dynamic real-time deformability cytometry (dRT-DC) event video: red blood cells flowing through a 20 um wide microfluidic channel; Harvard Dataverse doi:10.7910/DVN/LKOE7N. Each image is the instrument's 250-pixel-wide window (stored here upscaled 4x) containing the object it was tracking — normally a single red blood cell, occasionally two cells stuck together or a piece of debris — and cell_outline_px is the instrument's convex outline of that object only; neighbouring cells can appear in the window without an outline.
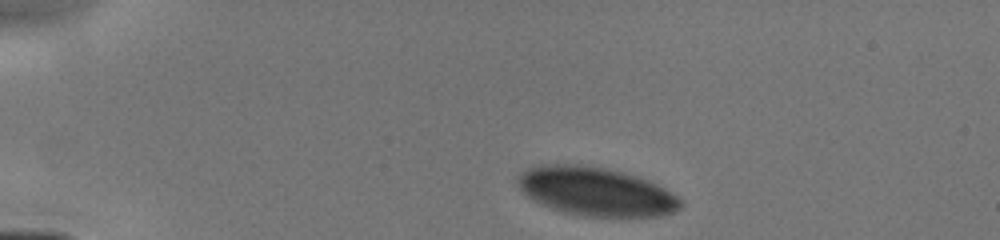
{"species": "human", "species_latin": "Homo sapiens", "temperature_condition": "cold", "stored_images_in_passage": 25, "camera_frame_rate_fps": 3000, "um_per_image_px": 0.085, "donor": {"sex": "male"}, "frame": {"image": 1, "passage_image": 1, "time_ms": 0.0, "image_size_px": [1000, 240], "cell_outline_px": [[684, 204], [680, 208], [672, 212], [660, 216], [584, 216], [564, 212], [552, 208], [532, 200], [516, 184], [516, 176], [520, 172], [528, 168], [540, 164], [576, 164], [604, 168], [624, 172], [648, 180], [664, 188], [684, 200]], "centroid_in_image_um": [50.64, 16.27], "position_along_channel_um": 34.4, "area_um2": 46.18}}
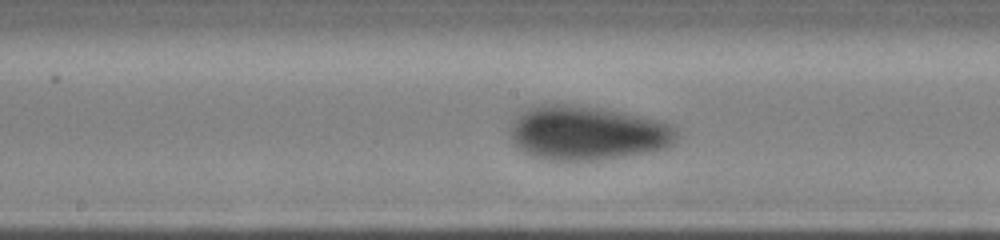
{"frame": {"image": 2, "passage_image": 15, "time_ms": 5.333, "image_size_px": [1000, 240], "cell_outline_px": [[676, 140], [668, 148], [652, 152], [600, 160], [544, 160], [532, 156], [524, 152], [512, 140], [512, 124], [516, 116], [524, 108], [540, 104], [568, 104], [600, 108], [620, 112], [656, 120], [668, 124], [676, 132]], "centroid_in_image_um": [49.89, 11.31], "position_along_channel_um": 198.3, "area_um2": 52.48}}
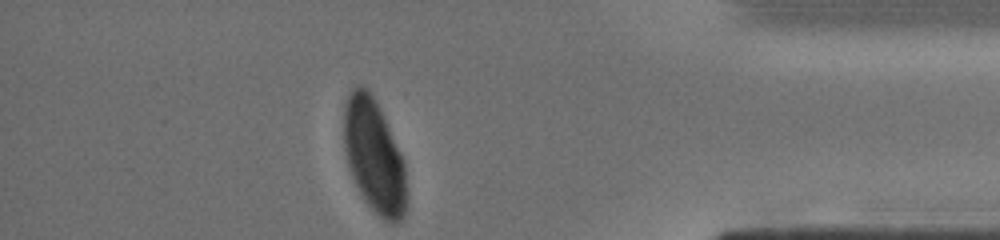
{"frame": {"image": 3, "passage_image": 25, "time_ms": 10.667, "image_size_px": [1000, 240], "cell_outline_px": [[408, 196], [404, 216], [396, 224], [392, 224], [384, 220], [364, 200], [352, 176], [348, 164], [344, 148], [344, 104], [348, 92], [356, 84], [360, 84], [372, 96], [404, 160]], "centroid_in_image_um": [31.8, 13.31], "position_along_channel_um": 403.4, "area_um2": 41.15}}